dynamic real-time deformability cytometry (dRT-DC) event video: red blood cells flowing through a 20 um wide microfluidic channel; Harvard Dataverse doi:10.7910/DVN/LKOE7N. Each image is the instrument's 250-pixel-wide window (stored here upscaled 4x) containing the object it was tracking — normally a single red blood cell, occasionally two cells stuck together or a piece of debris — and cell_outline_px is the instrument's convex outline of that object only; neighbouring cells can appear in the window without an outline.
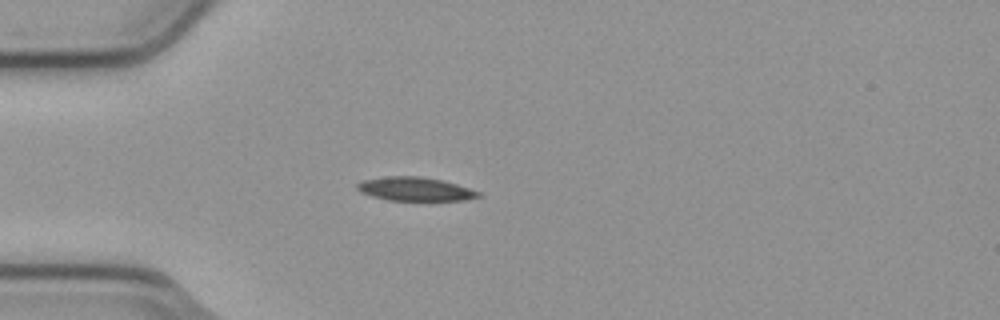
{"species": "common noctule bat (a hibernating species)", "species_latin": "Nyctalus noctula", "temperature_condition": "cold", "stored_images_in_passage": 4, "camera_frame_rate_fps": 3000, "um_per_image_px": 0.085, "animal": {"sex": "male", "body_mass_g": 23.1, "forearm_length_mm": 52.7}, "frame": {"image": 1, "passage_image": 4, "time_ms": 1.0, "image_size_px": [1000, 320], "cell_outline_px": [[480, 196], [464, 200], [388, 200], [372, 196], [360, 192], [356, 188], [356, 184], [360, 180], [388, 176], [420, 176], [440, 180], [456, 184], [480, 192]], "centroid_in_image_um": [35.22, 16.06], "position_along_channel_um": 49.8, "area_um2": 16.59}}